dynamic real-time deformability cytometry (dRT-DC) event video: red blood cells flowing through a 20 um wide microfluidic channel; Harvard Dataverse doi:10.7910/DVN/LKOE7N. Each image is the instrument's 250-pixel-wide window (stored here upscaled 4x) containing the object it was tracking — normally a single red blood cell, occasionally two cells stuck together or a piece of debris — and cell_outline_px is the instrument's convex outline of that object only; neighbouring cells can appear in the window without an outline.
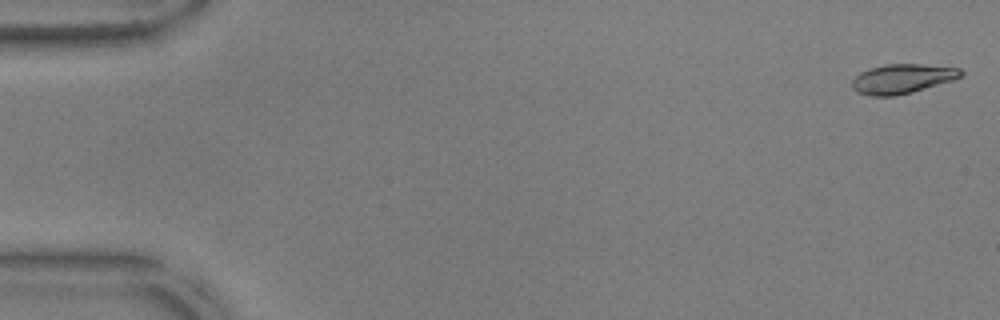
{"species": "common noctule bat (a hibernating species)", "species_latin": "Nyctalus noctula", "temperature_condition": "warm", "stored_images_in_passage": 5, "camera_frame_rate_fps": 3000, "um_per_image_px": 0.085, "animal": {"sex": "male", "body_mass_g": 17.9, "forearm_length_mm": 54.2}, "frame": {"image": 1, "passage_image": 1, "time_ms": 0.0, "image_size_px": [1000, 320], "cell_outline_px": [[964, 76], [952, 80], [912, 92], [896, 96], [868, 96], [856, 92], [852, 88], [852, 80], [860, 72], [868, 68], [884, 64], [920, 64], [960, 68], [964, 72]], "centroid_in_image_um": [76.67, 6.69], "position_along_channel_um": 8.3, "area_um2": 18.84}}